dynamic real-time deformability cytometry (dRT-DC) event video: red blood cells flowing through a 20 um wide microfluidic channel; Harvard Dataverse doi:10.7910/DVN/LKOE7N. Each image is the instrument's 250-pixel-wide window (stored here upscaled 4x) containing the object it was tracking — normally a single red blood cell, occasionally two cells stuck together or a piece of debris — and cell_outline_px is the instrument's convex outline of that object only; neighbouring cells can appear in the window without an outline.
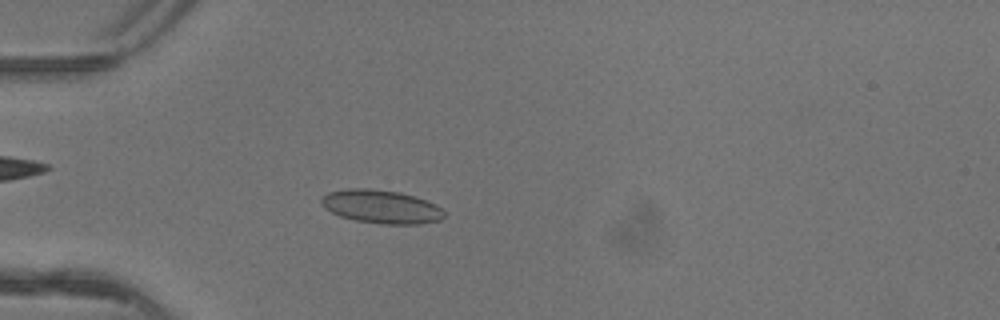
{"species": "common noctule bat (a hibernating species)", "species_latin": "Nyctalus noctula", "temperature_condition": "warm", "stored_images_in_passage": 4, "camera_frame_rate_fps": 3000, "um_per_image_px": 0.085, "animal": {"sex": "female"}, "frame": {"image": 1, "passage_image": 4, "time_ms": 1.0, "image_size_px": [1000, 320], "cell_outline_px": [[444, 216], [440, 220], [420, 224], [380, 224], [356, 220], [340, 216], [324, 208], [320, 204], [320, 196], [328, 192], [348, 188], [368, 188], [400, 192], [436, 204], [444, 212]], "centroid_in_image_um": [32.35, 17.56], "position_along_channel_um": 52.6, "area_um2": 23.99}}